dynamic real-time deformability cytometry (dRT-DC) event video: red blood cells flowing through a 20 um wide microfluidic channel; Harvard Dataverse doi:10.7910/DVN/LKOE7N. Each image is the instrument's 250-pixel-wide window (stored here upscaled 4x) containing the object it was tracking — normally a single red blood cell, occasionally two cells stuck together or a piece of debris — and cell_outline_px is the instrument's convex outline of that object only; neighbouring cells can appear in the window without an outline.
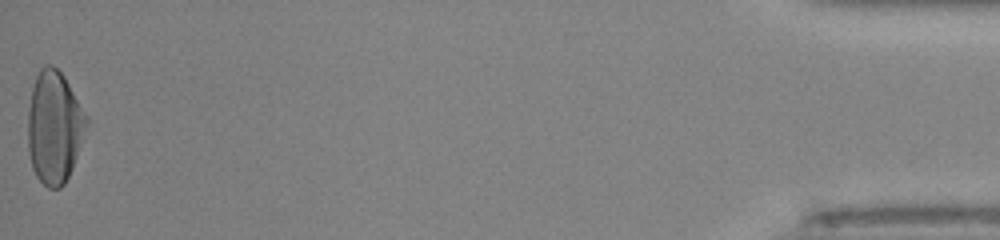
{"species": "human", "species_latin": "Homo sapiens", "temperature_condition": "room temperature", "stored_images_in_passage": 37, "camera_frame_rate_fps": 3000, "um_per_image_px": 0.085, "donor": {"sex": "male"}, "frame": {"image": 1, "passage_image": 37, "time_ms": 12.0, "image_size_px": [1000, 240], "cell_outline_px": [[88, 120], [72, 168], [64, 184], [60, 188], [48, 188], [36, 176], [32, 168], [28, 152], [28, 112], [32, 88], [36, 76], [40, 68], [44, 64], [52, 64], [64, 76], [88, 116]], "centroid_in_image_um": [4.59, 10.79], "position_along_channel_um": 430.6, "area_um2": 38.21}, "authors_computed_cell_mechanics": {"area_um2": 36.6452, "velocity_mm_per_s": 4.0004, "shape_relaxation_time_tau1_ms": 3.949, "shape_relaxation_time_tau2_ms": null, "deformation_change_tau1": 0.1982, "deformation_change_tau2": null}}